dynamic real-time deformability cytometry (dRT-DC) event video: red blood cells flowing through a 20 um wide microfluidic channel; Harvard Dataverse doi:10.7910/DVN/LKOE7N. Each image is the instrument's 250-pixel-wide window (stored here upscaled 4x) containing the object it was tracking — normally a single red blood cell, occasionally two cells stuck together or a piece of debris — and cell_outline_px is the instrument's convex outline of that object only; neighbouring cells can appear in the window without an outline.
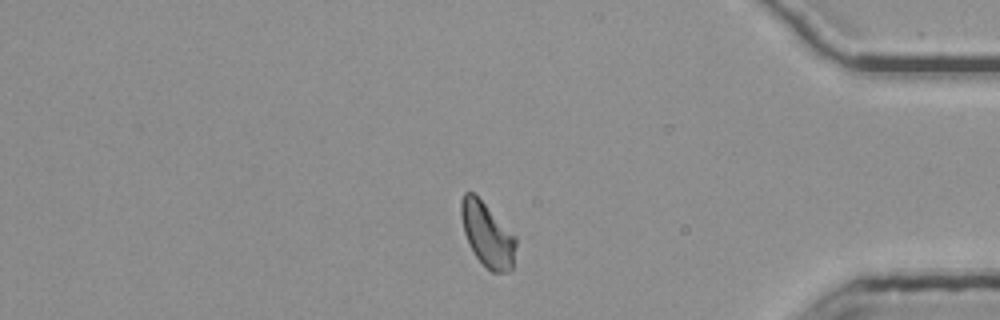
{"species": "common noctule bat (a hibernating species)", "species_latin": "Nyctalus noctula", "temperature_condition": "room temperature", "stored_images_in_passage": 35, "camera_frame_rate_fps": 3000, "um_per_image_px": 0.085, "animal": {"sex": "female", "body_mass_g": 25.1}, "frame": {"image": 1, "passage_image": 29, "time_ms": 9.333, "image_size_px": [1000, 320], "cell_outline_px": [[516, 244], [512, 268], [508, 272], [492, 272], [476, 256], [468, 244], [464, 232], [460, 216], [460, 200], [464, 192], [472, 192], [516, 236]], "centroid_in_image_um": [41.4, 19.94], "position_along_channel_um": 393.8, "area_um2": 20.17}}